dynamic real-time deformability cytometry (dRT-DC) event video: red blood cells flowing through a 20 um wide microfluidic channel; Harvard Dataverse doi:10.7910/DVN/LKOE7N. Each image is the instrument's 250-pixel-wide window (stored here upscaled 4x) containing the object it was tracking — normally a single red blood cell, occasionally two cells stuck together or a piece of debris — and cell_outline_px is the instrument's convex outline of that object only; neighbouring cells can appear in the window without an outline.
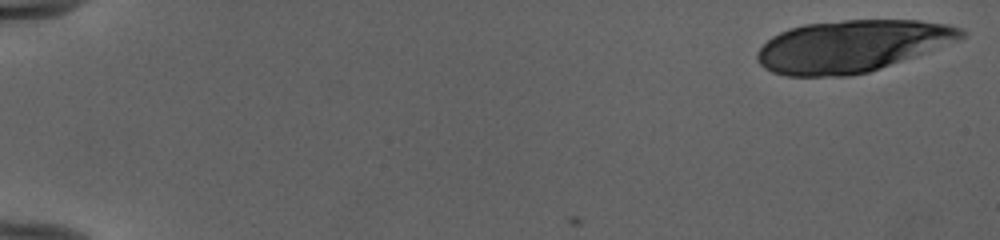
{"species": "human", "species_latin": "Homo sapiens", "temperature_condition": "cold", "stored_images_in_passage": 21, "camera_frame_rate_fps": 3000, "um_per_image_px": 0.085, "donor": {"sex": "female"}, "frame": {"image": 1, "passage_image": 1, "time_ms": 0.0, "image_size_px": [1000, 240], "cell_outline_px": [[968, 32], [960, 40], [880, 68], [868, 72], [848, 76], [784, 76], [772, 72], [764, 68], [756, 60], [756, 52], [772, 36], [788, 28], [804, 24], [844, 20], [920, 20], [948, 24], [960, 28]], "centroid_in_image_um": [72.38, 3.91], "position_along_channel_um": 12.6, "area_um2": 61.79}}